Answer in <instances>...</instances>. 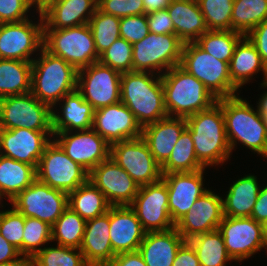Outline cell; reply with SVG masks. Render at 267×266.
I'll use <instances>...</instances> for the list:
<instances>
[{"label":"cell","mask_w":267,"mask_h":266,"mask_svg":"<svg viewBox=\"0 0 267 266\" xmlns=\"http://www.w3.org/2000/svg\"><path fill=\"white\" fill-rule=\"evenodd\" d=\"M77 91L95 110L116 104L120 102L121 73L94 62L78 70Z\"/></svg>","instance_id":"obj_13"},{"label":"cell","mask_w":267,"mask_h":266,"mask_svg":"<svg viewBox=\"0 0 267 266\" xmlns=\"http://www.w3.org/2000/svg\"><path fill=\"white\" fill-rule=\"evenodd\" d=\"M217 103L222 107L225 128L231 151L238 142L267 156V127L264 117L240 96L221 98Z\"/></svg>","instance_id":"obj_3"},{"label":"cell","mask_w":267,"mask_h":266,"mask_svg":"<svg viewBox=\"0 0 267 266\" xmlns=\"http://www.w3.org/2000/svg\"><path fill=\"white\" fill-rule=\"evenodd\" d=\"M188 242L195 249L201 266H226L232 258L228 255L222 233L217 229L198 234Z\"/></svg>","instance_id":"obj_35"},{"label":"cell","mask_w":267,"mask_h":266,"mask_svg":"<svg viewBox=\"0 0 267 266\" xmlns=\"http://www.w3.org/2000/svg\"><path fill=\"white\" fill-rule=\"evenodd\" d=\"M110 206L104 194L89 180L68 193V207L86 221L106 213Z\"/></svg>","instance_id":"obj_34"},{"label":"cell","mask_w":267,"mask_h":266,"mask_svg":"<svg viewBox=\"0 0 267 266\" xmlns=\"http://www.w3.org/2000/svg\"><path fill=\"white\" fill-rule=\"evenodd\" d=\"M180 66L202 82L217 99L237 95L238 88L230 79L229 63L217 60L195 42L184 43Z\"/></svg>","instance_id":"obj_7"},{"label":"cell","mask_w":267,"mask_h":266,"mask_svg":"<svg viewBox=\"0 0 267 266\" xmlns=\"http://www.w3.org/2000/svg\"><path fill=\"white\" fill-rule=\"evenodd\" d=\"M120 101L134 114L141 127L168 116L161 75L130 71L121 74Z\"/></svg>","instance_id":"obj_1"},{"label":"cell","mask_w":267,"mask_h":266,"mask_svg":"<svg viewBox=\"0 0 267 266\" xmlns=\"http://www.w3.org/2000/svg\"><path fill=\"white\" fill-rule=\"evenodd\" d=\"M185 241L175 227L167 231L146 232L138 251L147 266H172Z\"/></svg>","instance_id":"obj_27"},{"label":"cell","mask_w":267,"mask_h":266,"mask_svg":"<svg viewBox=\"0 0 267 266\" xmlns=\"http://www.w3.org/2000/svg\"><path fill=\"white\" fill-rule=\"evenodd\" d=\"M110 241L114 254L138 251L146 231L129 205L110 206Z\"/></svg>","instance_id":"obj_23"},{"label":"cell","mask_w":267,"mask_h":266,"mask_svg":"<svg viewBox=\"0 0 267 266\" xmlns=\"http://www.w3.org/2000/svg\"><path fill=\"white\" fill-rule=\"evenodd\" d=\"M185 119L196 157L205 168L229 159L232 151L226 135L222 107L217 102L211 108Z\"/></svg>","instance_id":"obj_2"},{"label":"cell","mask_w":267,"mask_h":266,"mask_svg":"<svg viewBox=\"0 0 267 266\" xmlns=\"http://www.w3.org/2000/svg\"><path fill=\"white\" fill-rule=\"evenodd\" d=\"M11 203L24 217H34L52 226L68 208V193L51 188L36 179Z\"/></svg>","instance_id":"obj_12"},{"label":"cell","mask_w":267,"mask_h":266,"mask_svg":"<svg viewBox=\"0 0 267 266\" xmlns=\"http://www.w3.org/2000/svg\"><path fill=\"white\" fill-rule=\"evenodd\" d=\"M0 266H30V259L24 257L19 258L18 260L0 263Z\"/></svg>","instance_id":"obj_58"},{"label":"cell","mask_w":267,"mask_h":266,"mask_svg":"<svg viewBox=\"0 0 267 266\" xmlns=\"http://www.w3.org/2000/svg\"><path fill=\"white\" fill-rule=\"evenodd\" d=\"M234 0H197L208 30H231Z\"/></svg>","instance_id":"obj_42"},{"label":"cell","mask_w":267,"mask_h":266,"mask_svg":"<svg viewBox=\"0 0 267 266\" xmlns=\"http://www.w3.org/2000/svg\"><path fill=\"white\" fill-rule=\"evenodd\" d=\"M172 0H143L144 14L167 9L171 5Z\"/></svg>","instance_id":"obj_55"},{"label":"cell","mask_w":267,"mask_h":266,"mask_svg":"<svg viewBox=\"0 0 267 266\" xmlns=\"http://www.w3.org/2000/svg\"><path fill=\"white\" fill-rule=\"evenodd\" d=\"M260 191L257 178L247 175L238 179L229 188L223 200V213L228 217H250Z\"/></svg>","instance_id":"obj_31"},{"label":"cell","mask_w":267,"mask_h":266,"mask_svg":"<svg viewBox=\"0 0 267 266\" xmlns=\"http://www.w3.org/2000/svg\"><path fill=\"white\" fill-rule=\"evenodd\" d=\"M109 157L123 168L139 187L162 179L161 166L142 137L111 144Z\"/></svg>","instance_id":"obj_11"},{"label":"cell","mask_w":267,"mask_h":266,"mask_svg":"<svg viewBox=\"0 0 267 266\" xmlns=\"http://www.w3.org/2000/svg\"><path fill=\"white\" fill-rule=\"evenodd\" d=\"M150 33L145 14L120 18V37L133 44Z\"/></svg>","instance_id":"obj_47"},{"label":"cell","mask_w":267,"mask_h":266,"mask_svg":"<svg viewBox=\"0 0 267 266\" xmlns=\"http://www.w3.org/2000/svg\"><path fill=\"white\" fill-rule=\"evenodd\" d=\"M243 34L232 30H208L195 43L217 60L229 63Z\"/></svg>","instance_id":"obj_38"},{"label":"cell","mask_w":267,"mask_h":266,"mask_svg":"<svg viewBox=\"0 0 267 266\" xmlns=\"http://www.w3.org/2000/svg\"><path fill=\"white\" fill-rule=\"evenodd\" d=\"M40 23H32L29 19L0 24V59L22 60L32 62V53L43 48L42 14Z\"/></svg>","instance_id":"obj_15"},{"label":"cell","mask_w":267,"mask_h":266,"mask_svg":"<svg viewBox=\"0 0 267 266\" xmlns=\"http://www.w3.org/2000/svg\"><path fill=\"white\" fill-rule=\"evenodd\" d=\"M88 24L99 55L120 38V18L105 14L98 8Z\"/></svg>","instance_id":"obj_40"},{"label":"cell","mask_w":267,"mask_h":266,"mask_svg":"<svg viewBox=\"0 0 267 266\" xmlns=\"http://www.w3.org/2000/svg\"><path fill=\"white\" fill-rule=\"evenodd\" d=\"M53 131H35L26 128L1 129V153L3 156L32 165L37 169L45 147L52 141Z\"/></svg>","instance_id":"obj_21"},{"label":"cell","mask_w":267,"mask_h":266,"mask_svg":"<svg viewBox=\"0 0 267 266\" xmlns=\"http://www.w3.org/2000/svg\"><path fill=\"white\" fill-rule=\"evenodd\" d=\"M62 116L52 110L53 133L73 132L92 128L95 109L86 102L77 91L65 95L63 98Z\"/></svg>","instance_id":"obj_28"},{"label":"cell","mask_w":267,"mask_h":266,"mask_svg":"<svg viewBox=\"0 0 267 266\" xmlns=\"http://www.w3.org/2000/svg\"><path fill=\"white\" fill-rule=\"evenodd\" d=\"M168 116L184 117L211 108L217 98L180 65L161 73Z\"/></svg>","instance_id":"obj_4"},{"label":"cell","mask_w":267,"mask_h":266,"mask_svg":"<svg viewBox=\"0 0 267 266\" xmlns=\"http://www.w3.org/2000/svg\"><path fill=\"white\" fill-rule=\"evenodd\" d=\"M204 170L205 168L193 172L163 174L162 179L167 185L169 196L168 210L174 224L183 218L195 201L207 191L203 187Z\"/></svg>","instance_id":"obj_22"},{"label":"cell","mask_w":267,"mask_h":266,"mask_svg":"<svg viewBox=\"0 0 267 266\" xmlns=\"http://www.w3.org/2000/svg\"><path fill=\"white\" fill-rule=\"evenodd\" d=\"M91 181L111 206L130 205L139 191V185L110 157L89 172Z\"/></svg>","instance_id":"obj_18"},{"label":"cell","mask_w":267,"mask_h":266,"mask_svg":"<svg viewBox=\"0 0 267 266\" xmlns=\"http://www.w3.org/2000/svg\"><path fill=\"white\" fill-rule=\"evenodd\" d=\"M32 62L0 59V99L31 92Z\"/></svg>","instance_id":"obj_33"},{"label":"cell","mask_w":267,"mask_h":266,"mask_svg":"<svg viewBox=\"0 0 267 266\" xmlns=\"http://www.w3.org/2000/svg\"><path fill=\"white\" fill-rule=\"evenodd\" d=\"M36 174L39 182L65 193L76 190L89 176V173L72 161L53 140L45 147Z\"/></svg>","instance_id":"obj_10"},{"label":"cell","mask_w":267,"mask_h":266,"mask_svg":"<svg viewBox=\"0 0 267 266\" xmlns=\"http://www.w3.org/2000/svg\"><path fill=\"white\" fill-rule=\"evenodd\" d=\"M43 48L77 70L98 62L100 56L89 24L65 29H43Z\"/></svg>","instance_id":"obj_6"},{"label":"cell","mask_w":267,"mask_h":266,"mask_svg":"<svg viewBox=\"0 0 267 266\" xmlns=\"http://www.w3.org/2000/svg\"><path fill=\"white\" fill-rule=\"evenodd\" d=\"M186 127V119L175 116H167L142 127L141 137L160 166L168 160L179 136Z\"/></svg>","instance_id":"obj_25"},{"label":"cell","mask_w":267,"mask_h":266,"mask_svg":"<svg viewBox=\"0 0 267 266\" xmlns=\"http://www.w3.org/2000/svg\"><path fill=\"white\" fill-rule=\"evenodd\" d=\"M70 134V135H69ZM54 141L65 154L88 173L110 155V144L93 128L72 132L54 133Z\"/></svg>","instance_id":"obj_17"},{"label":"cell","mask_w":267,"mask_h":266,"mask_svg":"<svg viewBox=\"0 0 267 266\" xmlns=\"http://www.w3.org/2000/svg\"><path fill=\"white\" fill-rule=\"evenodd\" d=\"M80 251L89 266H107L112 261L115 254L110 241L109 210L86 221Z\"/></svg>","instance_id":"obj_24"},{"label":"cell","mask_w":267,"mask_h":266,"mask_svg":"<svg viewBox=\"0 0 267 266\" xmlns=\"http://www.w3.org/2000/svg\"><path fill=\"white\" fill-rule=\"evenodd\" d=\"M172 266H201L195 249L188 241L178 249Z\"/></svg>","instance_id":"obj_51"},{"label":"cell","mask_w":267,"mask_h":266,"mask_svg":"<svg viewBox=\"0 0 267 266\" xmlns=\"http://www.w3.org/2000/svg\"><path fill=\"white\" fill-rule=\"evenodd\" d=\"M250 217L260 224L267 223V186L260 189Z\"/></svg>","instance_id":"obj_52"},{"label":"cell","mask_w":267,"mask_h":266,"mask_svg":"<svg viewBox=\"0 0 267 266\" xmlns=\"http://www.w3.org/2000/svg\"><path fill=\"white\" fill-rule=\"evenodd\" d=\"M21 256L19 250L7 242L0 233V263L15 261Z\"/></svg>","instance_id":"obj_54"},{"label":"cell","mask_w":267,"mask_h":266,"mask_svg":"<svg viewBox=\"0 0 267 266\" xmlns=\"http://www.w3.org/2000/svg\"><path fill=\"white\" fill-rule=\"evenodd\" d=\"M176 34L184 43L195 42L208 31L197 0H172L167 8Z\"/></svg>","instance_id":"obj_29"},{"label":"cell","mask_w":267,"mask_h":266,"mask_svg":"<svg viewBox=\"0 0 267 266\" xmlns=\"http://www.w3.org/2000/svg\"><path fill=\"white\" fill-rule=\"evenodd\" d=\"M223 218L222 197L208 189L175 224V228L188 241L198 234L217 230Z\"/></svg>","instance_id":"obj_19"},{"label":"cell","mask_w":267,"mask_h":266,"mask_svg":"<svg viewBox=\"0 0 267 266\" xmlns=\"http://www.w3.org/2000/svg\"><path fill=\"white\" fill-rule=\"evenodd\" d=\"M259 71H263L264 75L261 85L267 83V67L255 46L244 36L236 45L229 62L230 79L239 89Z\"/></svg>","instance_id":"obj_30"},{"label":"cell","mask_w":267,"mask_h":266,"mask_svg":"<svg viewBox=\"0 0 267 266\" xmlns=\"http://www.w3.org/2000/svg\"><path fill=\"white\" fill-rule=\"evenodd\" d=\"M52 108L39 101L31 92L0 99V128L52 130Z\"/></svg>","instance_id":"obj_9"},{"label":"cell","mask_w":267,"mask_h":266,"mask_svg":"<svg viewBox=\"0 0 267 266\" xmlns=\"http://www.w3.org/2000/svg\"><path fill=\"white\" fill-rule=\"evenodd\" d=\"M205 167L198 161L190 130L186 127L171 152L168 160L161 166L162 174L174 172H193Z\"/></svg>","instance_id":"obj_36"},{"label":"cell","mask_w":267,"mask_h":266,"mask_svg":"<svg viewBox=\"0 0 267 266\" xmlns=\"http://www.w3.org/2000/svg\"><path fill=\"white\" fill-rule=\"evenodd\" d=\"M92 128L110 145L142 136V127L121 101L96 109Z\"/></svg>","instance_id":"obj_20"},{"label":"cell","mask_w":267,"mask_h":266,"mask_svg":"<svg viewBox=\"0 0 267 266\" xmlns=\"http://www.w3.org/2000/svg\"><path fill=\"white\" fill-rule=\"evenodd\" d=\"M99 62L121 74L133 71L132 44L124 38H118L109 48L100 54Z\"/></svg>","instance_id":"obj_44"},{"label":"cell","mask_w":267,"mask_h":266,"mask_svg":"<svg viewBox=\"0 0 267 266\" xmlns=\"http://www.w3.org/2000/svg\"><path fill=\"white\" fill-rule=\"evenodd\" d=\"M25 217L14 207L0 211V233L23 256V236Z\"/></svg>","instance_id":"obj_45"},{"label":"cell","mask_w":267,"mask_h":266,"mask_svg":"<svg viewBox=\"0 0 267 266\" xmlns=\"http://www.w3.org/2000/svg\"><path fill=\"white\" fill-rule=\"evenodd\" d=\"M86 220L80 217L69 207L52 225V241H58V245L80 249Z\"/></svg>","instance_id":"obj_39"},{"label":"cell","mask_w":267,"mask_h":266,"mask_svg":"<svg viewBox=\"0 0 267 266\" xmlns=\"http://www.w3.org/2000/svg\"><path fill=\"white\" fill-rule=\"evenodd\" d=\"M218 230L222 233L228 255L234 261L242 262L262 248L266 249L263 224L251 217L224 216Z\"/></svg>","instance_id":"obj_16"},{"label":"cell","mask_w":267,"mask_h":266,"mask_svg":"<svg viewBox=\"0 0 267 266\" xmlns=\"http://www.w3.org/2000/svg\"><path fill=\"white\" fill-rule=\"evenodd\" d=\"M168 190L163 179L141 186L129 205L146 232L167 231L175 227L168 210Z\"/></svg>","instance_id":"obj_14"},{"label":"cell","mask_w":267,"mask_h":266,"mask_svg":"<svg viewBox=\"0 0 267 266\" xmlns=\"http://www.w3.org/2000/svg\"><path fill=\"white\" fill-rule=\"evenodd\" d=\"M267 19V0H234L231 30L246 36Z\"/></svg>","instance_id":"obj_37"},{"label":"cell","mask_w":267,"mask_h":266,"mask_svg":"<svg viewBox=\"0 0 267 266\" xmlns=\"http://www.w3.org/2000/svg\"><path fill=\"white\" fill-rule=\"evenodd\" d=\"M36 179V168L32 165L0 156V193L10 202Z\"/></svg>","instance_id":"obj_32"},{"label":"cell","mask_w":267,"mask_h":266,"mask_svg":"<svg viewBox=\"0 0 267 266\" xmlns=\"http://www.w3.org/2000/svg\"><path fill=\"white\" fill-rule=\"evenodd\" d=\"M78 70L67 61L41 48L32 61L31 93L52 109L62 98L77 90Z\"/></svg>","instance_id":"obj_5"},{"label":"cell","mask_w":267,"mask_h":266,"mask_svg":"<svg viewBox=\"0 0 267 266\" xmlns=\"http://www.w3.org/2000/svg\"><path fill=\"white\" fill-rule=\"evenodd\" d=\"M28 1H29L30 7L36 4L35 6L38 9L37 12H39V14H42L57 0H28Z\"/></svg>","instance_id":"obj_56"},{"label":"cell","mask_w":267,"mask_h":266,"mask_svg":"<svg viewBox=\"0 0 267 266\" xmlns=\"http://www.w3.org/2000/svg\"><path fill=\"white\" fill-rule=\"evenodd\" d=\"M262 87L266 88L267 83L262 84ZM257 110L264 117L267 127V91L262 95L261 99H259Z\"/></svg>","instance_id":"obj_57"},{"label":"cell","mask_w":267,"mask_h":266,"mask_svg":"<svg viewBox=\"0 0 267 266\" xmlns=\"http://www.w3.org/2000/svg\"><path fill=\"white\" fill-rule=\"evenodd\" d=\"M97 7L98 0H57L42 13L43 29H65L88 24Z\"/></svg>","instance_id":"obj_26"},{"label":"cell","mask_w":267,"mask_h":266,"mask_svg":"<svg viewBox=\"0 0 267 266\" xmlns=\"http://www.w3.org/2000/svg\"><path fill=\"white\" fill-rule=\"evenodd\" d=\"M97 8L118 18L144 14L143 0H98Z\"/></svg>","instance_id":"obj_46"},{"label":"cell","mask_w":267,"mask_h":266,"mask_svg":"<svg viewBox=\"0 0 267 266\" xmlns=\"http://www.w3.org/2000/svg\"><path fill=\"white\" fill-rule=\"evenodd\" d=\"M107 266H147L139 251L121 253L114 256Z\"/></svg>","instance_id":"obj_53"},{"label":"cell","mask_w":267,"mask_h":266,"mask_svg":"<svg viewBox=\"0 0 267 266\" xmlns=\"http://www.w3.org/2000/svg\"><path fill=\"white\" fill-rule=\"evenodd\" d=\"M246 37L255 46L267 67V19L252 29Z\"/></svg>","instance_id":"obj_50"},{"label":"cell","mask_w":267,"mask_h":266,"mask_svg":"<svg viewBox=\"0 0 267 266\" xmlns=\"http://www.w3.org/2000/svg\"><path fill=\"white\" fill-rule=\"evenodd\" d=\"M151 33L174 34V25L167 9L152 12L146 15Z\"/></svg>","instance_id":"obj_49"},{"label":"cell","mask_w":267,"mask_h":266,"mask_svg":"<svg viewBox=\"0 0 267 266\" xmlns=\"http://www.w3.org/2000/svg\"><path fill=\"white\" fill-rule=\"evenodd\" d=\"M2 155V153H1V140H0V156Z\"/></svg>","instance_id":"obj_60"},{"label":"cell","mask_w":267,"mask_h":266,"mask_svg":"<svg viewBox=\"0 0 267 266\" xmlns=\"http://www.w3.org/2000/svg\"><path fill=\"white\" fill-rule=\"evenodd\" d=\"M183 45L184 42L176 34L150 32L141 41L132 44L133 71H158L161 75V71L180 65Z\"/></svg>","instance_id":"obj_8"},{"label":"cell","mask_w":267,"mask_h":266,"mask_svg":"<svg viewBox=\"0 0 267 266\" xmlns=\"http://www.w3.org/2000/svg\"><path fill=\"white\" fill-rule=\"evenodd\" d=\"M263 230H264V240L266 243V249H267V223L263 225Z\"/></svg>","instance_id":"obj_59"},{"label":"cell","mask_w":267,"mask_h":266,"mask_svg":"<svg viewBox=\"0 0 267 266\" xmlns=\"http://www.w3.org/2000/svg\"><path fill=\"white\" fill-rule=\"evenodd\" d=\"M30 266H89L78 248L58 245L42 248L31 260Z\"/></svg>","instance_id":"obj_41"},{"label":"cell","mask_w":267,"mask_h":266,"mask_svg":"<svg viewBox=\"0 0 267 266\" xmlns=\"http://www.w3.org/2000/svg\"><path fill=\"white\" fill-rule=\"evenodd\" d=\"M30 8L28 0H0V24L28 19Z\"/></svg>","instance_id":"obj_48"},{"label":"cell","mask_w":267,"mask_h":266,"mask_svg":"<svg viewBox=\"0 0 267 266\" xmlns=\"http://www.w3.org/2000/svg\"><path fill=\"white\" fill-rule=\"evenodd\" d=\"M49 241L52 242V226L37 218L25 217L23 257L31 260L42 249L40 245Z\"/></svg>","instance_id":"obj_43"}]
</instances>
